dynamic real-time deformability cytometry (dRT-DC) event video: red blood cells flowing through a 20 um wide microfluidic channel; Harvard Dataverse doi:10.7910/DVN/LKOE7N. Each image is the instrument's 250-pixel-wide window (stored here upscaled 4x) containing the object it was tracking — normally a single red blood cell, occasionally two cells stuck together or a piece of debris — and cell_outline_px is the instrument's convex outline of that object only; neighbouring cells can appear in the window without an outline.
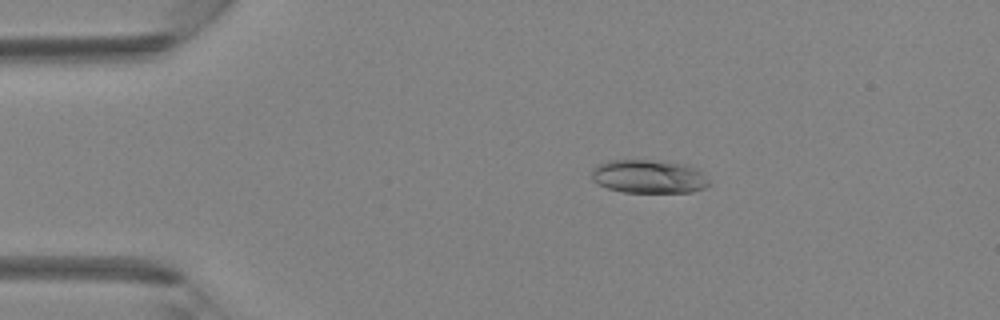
{"species": "Egyptian fruit bat (a non-hibernating species)", "species_latin": "Rousettus aegyptiacus", "temperature_condition": "room temperature", "stored_images_in_passage": 42, "camera_frame_rate_fps": 3000, "um_per_image_px": 0.085, "animal": {"sex": "female"}, "frame": {"image": 1, "passage_image": 8, "time_ms": 2.333, "image_size_px": [1000, 320], "cell_outline_px": [[712, 184], [704, 188], [692, 192], [624, 192], [608, 188], [592, 180], [592, 168], [596, 164], [608, 160], [652, 160], [688, 164], [696, 168]], "centroid_in_image_um": [55.14, 14.99], "position_along_channel_um": 29.9, "area_um2": 23.0}}
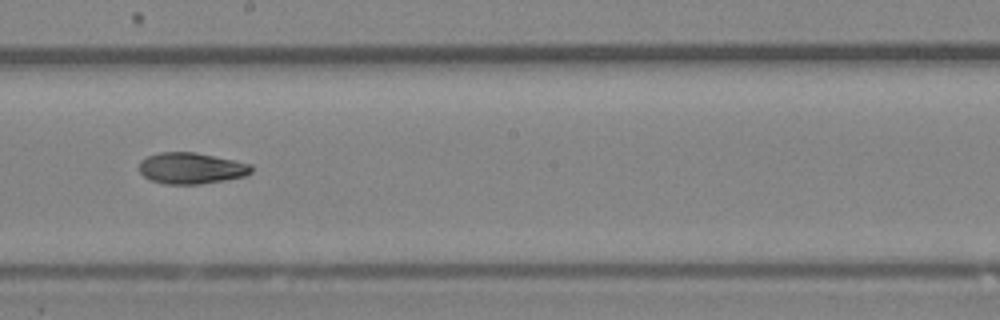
{"frame": {"image": 2, "passage_image": 24, "time_ms": 7.667, "image_size_px": [1000, 320], "cell_outline_px": [[252, 172], [244, 176], [224, 180], [200, 184], [164, 184], [148, 180], [140, 172], [140, 160], [148, 156], [160, 152], [196, 152], [252, 164]], "centroid_in_image_um": [16.24, 14.3], "position_along_channel_um": 232.0, "area_um2": 20.46}}
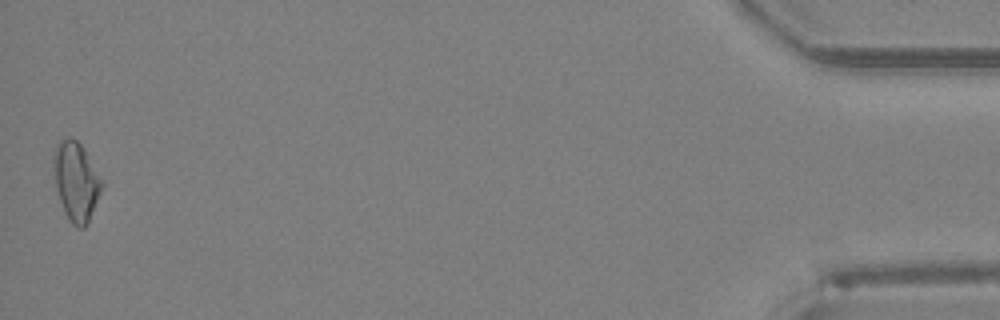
{"frame": {"image": 3, "passage_image": 42, "time_ms": 13.667, "image_size_px": [1000, 320], "cell_outline_px": [[104, 184], [88, 224], [84, 228], [76, 228], [72, 224], [64, 212], [56, 188], [52, 160], [52, 156], [56, 144], [64, 136], [72, 136], [84, 148]], "centroid_in_image_um": [6.45, 15.39], "position_along_channel_um": 428.7, "area_um2": 22.43}}